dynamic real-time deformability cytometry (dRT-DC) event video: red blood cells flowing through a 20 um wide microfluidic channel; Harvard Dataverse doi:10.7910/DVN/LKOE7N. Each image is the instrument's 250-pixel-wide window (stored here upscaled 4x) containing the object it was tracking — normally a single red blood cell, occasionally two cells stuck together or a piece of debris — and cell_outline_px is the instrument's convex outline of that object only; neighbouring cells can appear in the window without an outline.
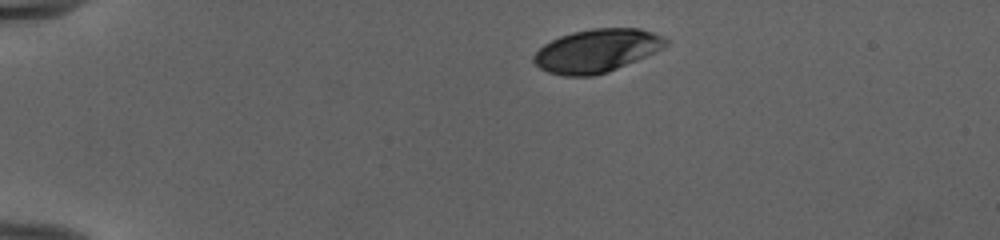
{"species": "human", "species_latin": "Homo sapiens", "temperature_condition": "cold", "stored_images_in_passage": 42, "camera_frame_rate_fps": 3000, "um_per_image_px": 0.085, "donor": {"sex": "female"}, "frame": {"image": 1, "passage_image": 1, "time_ms": 0.0, "image_size_px": [1000, 240], "cell_outline_px": [[668, 44], [636, 60], [608, 72], [592, 76], [564, 76], [548, 72], [540, 68], [532, 60], [532, 56], [544, 44], [560, 36], [572, 32], [592, 28], [640, 28], [664, 36], [668, 40]], "centroid_in_image_um": [50.69, 4.3], "position_along_channel_um": 34.3, "area_um2": 33.0}}
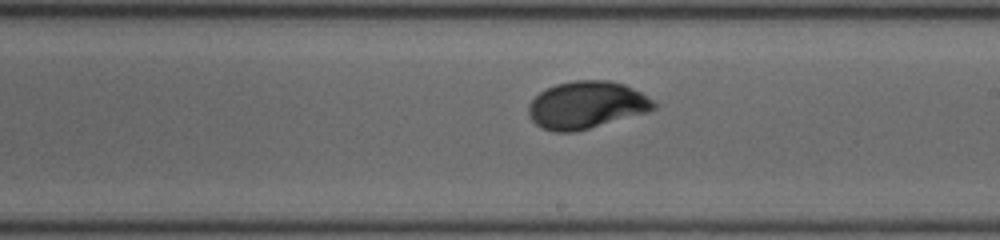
{"frame": {"image": 2, "passage_image": 22, "time_ms": 7.0, "image_size_px": [1000, 240], "cell_outline_px": [[656, 108], [648, 112], [576, 132], [552, 132], [540, 128], [528, 116], [528, 104], [540, 92], [556, 84], [576, 80], [608, 80], [624, 84], [640, 92], [652, 100], [656, 104]], "centroid_in_image_um": [49.83, 8.94], "position_along_channel_um": 239.2, "area_um2": 34.62}}
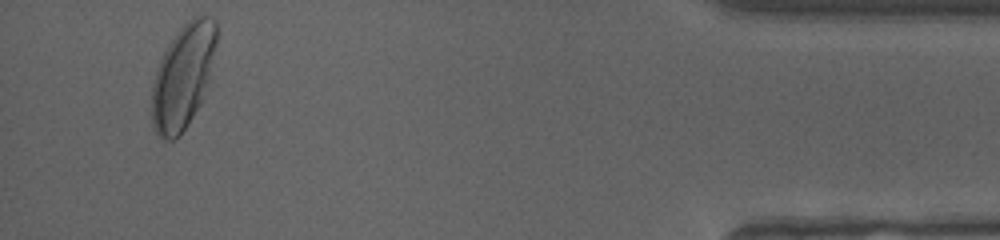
{"frame": {"image": 3, "passage_image": 40, "time_ms": 13.0, "image_size_px": [1000, 240], "cell_outline_px": [[216, 44], [208, 80], [204, 96], [200, 104], [188, 124], [180, 136], [172, 140], [164, 140], [152, 128], [152, 84], [156, 68], [168, 44], [176, 32], [192, 16], [208, 16], [216, 20]], "centroid_in_image_um": [15.54, 6.5], "position_along_channel_um": 419.7, "area_um2": 39.19}, "authors_computed_cell_mechanics": {"area_um2": 34.1309, "velocity_mm_per_s": 3.9624, "shape_relaxation_time_tau1_ms": 2.9489, "shape_relaxation_time_tau2_ms": null, "deformation_change_tau1": 0.1757, "deformation_change_tau2": null}}